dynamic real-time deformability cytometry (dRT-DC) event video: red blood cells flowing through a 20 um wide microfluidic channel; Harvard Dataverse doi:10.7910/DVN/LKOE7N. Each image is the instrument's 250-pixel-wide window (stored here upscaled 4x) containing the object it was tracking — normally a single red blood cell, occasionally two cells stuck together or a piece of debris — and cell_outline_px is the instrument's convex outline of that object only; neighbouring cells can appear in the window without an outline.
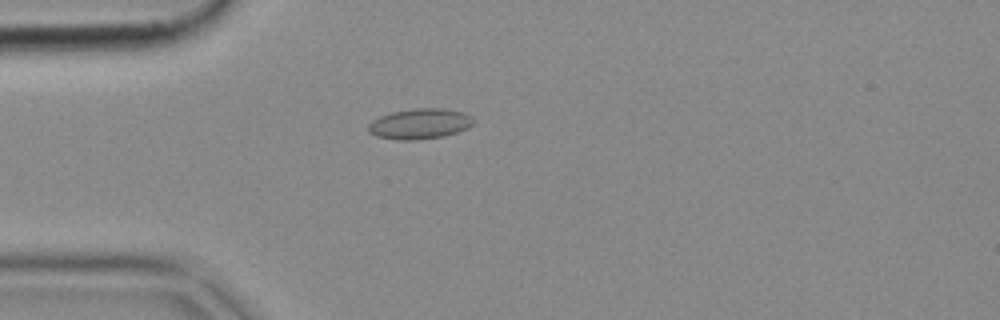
{"species": "common noctule bat (a hibernating species)", "species_latin": "Nyctalus noctula", "temperature_condition": "cold", "stored_images_in_passage": 52, "camera_frame_rate_fps": 3000, "um_per_image_px": 0.085, "animal": {"sex": "female", "body_mass_g": 18.4}, "frame": {"image": 1, "passage_image": 14, "time_ms": 4.333, "image_size_px": [1000, 320], "cell_outline_px": [[476, 120], [468, 128], [444, 136], [416, 140], [396, 140], [376, 136], [368, 132], [368, 124], [372, 120], [380, 116], [392, 112], [412, 108], [444, 108], [460, 112], [472, 116]], "centroid_in_image_um": [35.67, 10.52], "position_along_channel_um": 49.3, "area_um2": 18.79}}
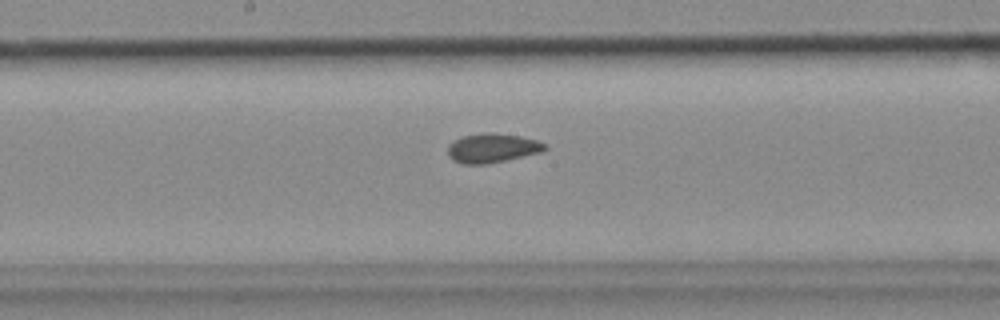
{"frame": {"image": 2, "passage_image": 27, "time_ms": 8.667, "image_size_px": [1000, 320], "cell_outline_px": [[548, 148], [544, 152], [488, 164], [464, 164], [452, 160], [448, 156], [448, 144], [452, 140], [464, 136], [488, 132], [492, 132], [520, 136], [536, 140], [548, 144]], "centroid_in_image_um": [41.87, 12.59], "position_along_channel_um": 206.3, "area_um2": 16.82}}
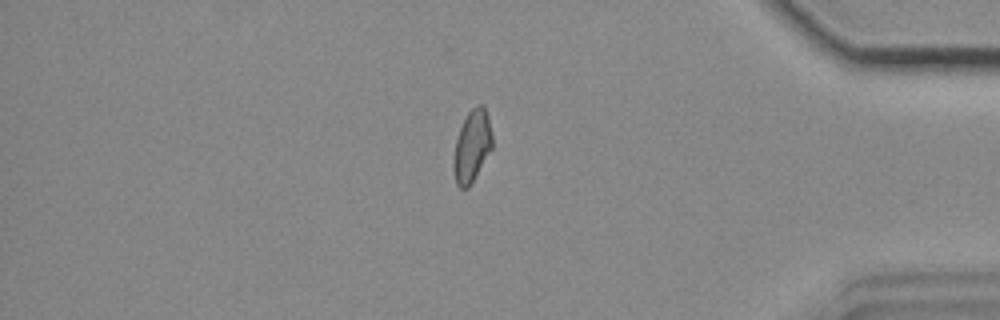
{"frame": {"image": 3, "passage_image": 44, "time_ms": 14.333, "image_size_px": [1000, 320], "cell_outline_px": [[492, 148], [468, 188], [460, 188], [456, 184], [456, 140], [460, 128], [468, 112], [476, 104], [484, 104], [488, 116], [492, 136]], "centroid_in_image_um": [40.17, 12.34], "position_along_channel_um": 395.0, "area_um2": 15.49}}